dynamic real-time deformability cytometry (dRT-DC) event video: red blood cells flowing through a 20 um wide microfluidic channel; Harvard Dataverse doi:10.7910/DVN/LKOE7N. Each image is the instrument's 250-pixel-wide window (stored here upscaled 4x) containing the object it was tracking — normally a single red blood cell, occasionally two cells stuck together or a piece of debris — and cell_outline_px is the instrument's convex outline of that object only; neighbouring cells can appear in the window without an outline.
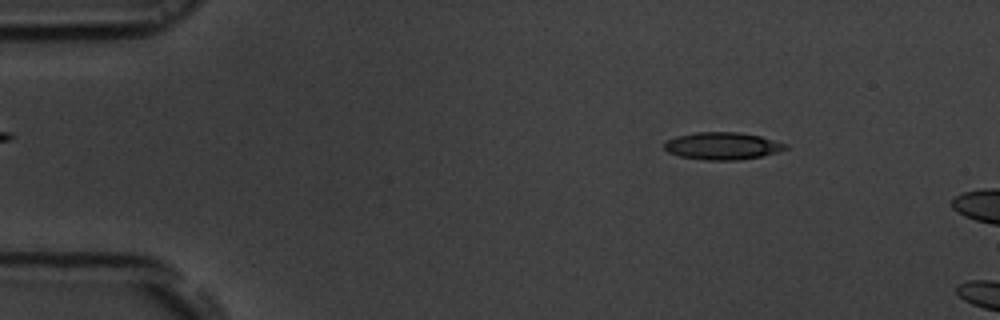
{"species": "common noctule bat (a hibernating species)", "species_latin": "Nyctalus noctula", "temperature_condition": "room temperature", "stored_images_in_passage": 11, "camera_frame_rate_fps": 3000, "um_per_image_px": 0.085, "animal": {"sex": "male", "body_mass_g": 19.5, "forearm_length_mm": 54.6}, "frame": {"image": 1, "passage_image": 7, "time_ms": 2.0, "image_size_px": [1000, 320], "cell_outline_px": [[788, 148], [776, 152], [760, 156], [736, 160], [704, 160], [680, 156], [668, 152], [664, 148], [664, 144], [668, 140], [676, 136], [696, 132], [740, 132], [760, 136], [788, 144]], "centroid_in_image_um": [61.4, 12.4], "position_along_channel_um": 23.6, "area_um2": 19.19}}